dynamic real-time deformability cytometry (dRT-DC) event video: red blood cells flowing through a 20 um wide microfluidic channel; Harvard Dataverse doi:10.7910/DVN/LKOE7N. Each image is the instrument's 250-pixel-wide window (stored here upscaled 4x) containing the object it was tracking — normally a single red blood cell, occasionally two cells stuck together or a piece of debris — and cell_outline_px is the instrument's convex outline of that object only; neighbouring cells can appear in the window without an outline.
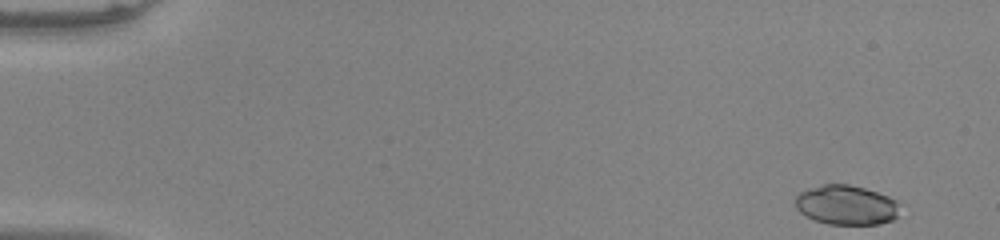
{"species": "common noctule bat (a hibernating species)", "species_latin": "Nyctalus noctula", "temperature_condition": "warm", "stored_images_in_passage": 50, "camera_frame_rate_fps": 3000, "um_per_image_px": 0.085, "animal": {"sex": "male", "body_mass_g": 20.0, "forearm_length_mm": 53.3}, "frame": {"image": 1, "passage_image": 1, "time_ms": 0.0, "image_size_px": [1000, 240], "cell_outline_px": [[896, 216], [892, 220], [880, 224], [828, 224], [816, 220], [800, 212], [796, 208], [796, 196], [800, 192], [808, 188], [824, 184], [848, 184], [864, 188], [888, 196], [896, 200]], "centroid_in_image_um": [71.9, 17.42], "position_along_channel_um": 13.1, "area_um2": 23.76}}
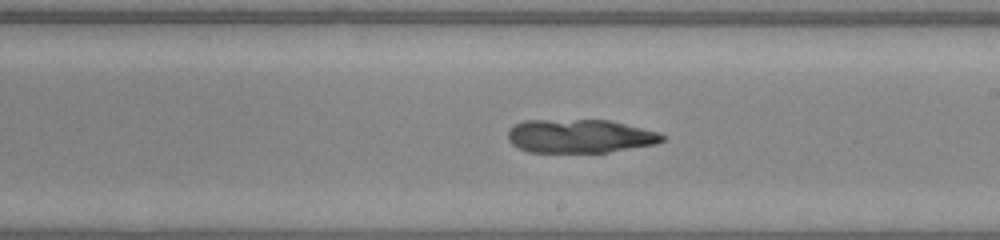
{"frame": {"image": 2, "passage_image": 29, "time_ms": 9.333, "image_size_px": [1000, 240], "cell_outline_px": [[664, 140], [656, 144], [608, 152], [528, 152], [516, 148], [508, 140], [508, 128], [512, 124], [524, 120], [608, 120], [656, 132], [664, 136]], "centroid_in_image_um": [49.19, 11.57], "position_along_channel_um": 239.8, "area_um2": 30.23}}
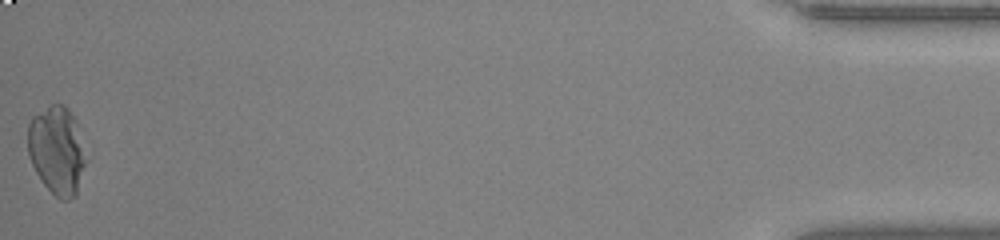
{"frame": {"image": 3, "passage_image": 50, "time_ms": 16.333, "image_size_px": [1000, 240], "cell_outline_px": [[88, 160], [76, 196], [68, 200], [60, 200], [40, 180], [28, 156], [28, 124], [32, 116], [52, 104], [64, 104], [68, 108], [76, 120]], "centroid_in_image_um": [4.86, 12.79], "position_along_channel_um": 430.3, "area_um2": 30.29}}